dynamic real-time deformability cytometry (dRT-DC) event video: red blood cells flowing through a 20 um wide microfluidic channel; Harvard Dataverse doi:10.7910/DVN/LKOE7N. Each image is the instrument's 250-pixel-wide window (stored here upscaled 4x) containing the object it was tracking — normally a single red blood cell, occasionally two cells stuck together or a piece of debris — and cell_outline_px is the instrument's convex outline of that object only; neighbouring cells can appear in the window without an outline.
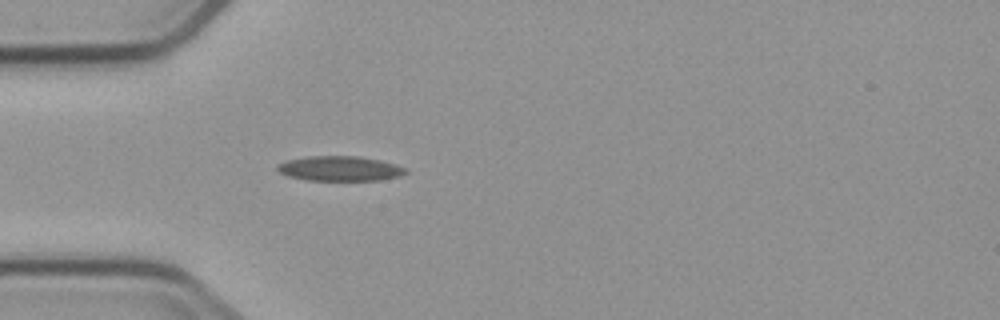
{"species": "common noctule bat (a hibernating species)", "species_latin": "Nyctalus noctula", "temperature_condition": "cold", "stored_images_in_passage": 5, "camera_frame_rate_fps": 3000, "um_per_image_px": 0.085, "animal": {"sex": "male", "body_mass_g": 23.1, "forearm_length_mm": 52.7}, "frame": {"image": 1, "passage_image": 5, "time_ms": 4.333, "image_size_px": [1000, 320], "cell_outline_px": [[408, 172], [400, 176], [380, 180], [304, 180], [288, 176], [280, 172], [276, 168], [276, 164], [288, 160], [312, 156], [360, 156], [380, 160], [396, 164], [408, 168]], "centroid_in_image_um": [28.92, 14.32], "position_along_channel_um": 56.1, "area_um2": 18.67}}